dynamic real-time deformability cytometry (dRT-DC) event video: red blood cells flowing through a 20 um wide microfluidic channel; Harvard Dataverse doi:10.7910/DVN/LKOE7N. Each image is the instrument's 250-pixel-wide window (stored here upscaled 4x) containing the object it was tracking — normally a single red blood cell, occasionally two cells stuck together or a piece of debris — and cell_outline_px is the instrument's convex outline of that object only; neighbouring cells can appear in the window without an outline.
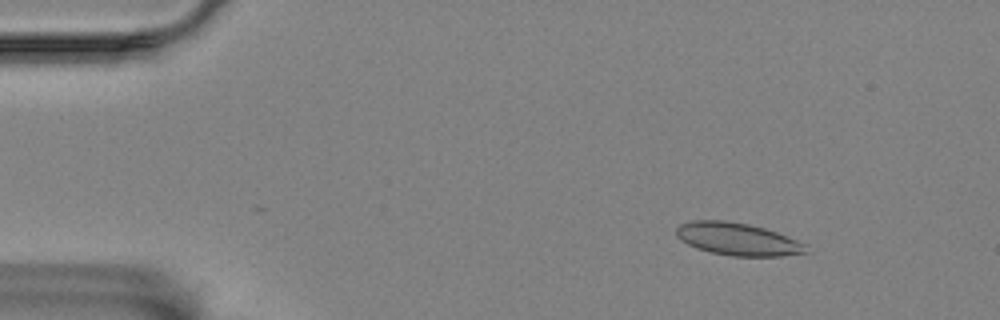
{"species": "Egyptian fruit bat (a non-hibernating species)", "species_latin": "Rousettus aegyptiacus", "temperature_condition": "room temperature", "stored_images_in_passage": 57, "camera_frame_rate_fps": 3000, "um_per_image_px": 0.085, "animal": {"sex": "female"}, "frame": {"image": 1, "passage_image": 7, "time_ms": 2.0, "image_size_px": [1000, 320], "cell_outline_px": [[808, 252], [780, 256], [732, 256], [712, 252], [696, 248], [680, 240], [676, 236], [676, 228], [680, 224], [692, 220], [724, 220], [748, 224], [764, 228], [776, 232], [808, 244]], "centroid_in_image_um": [62.7, 20.32], "position_along_channel_um": 22.3, "area_um2": 24.62}}
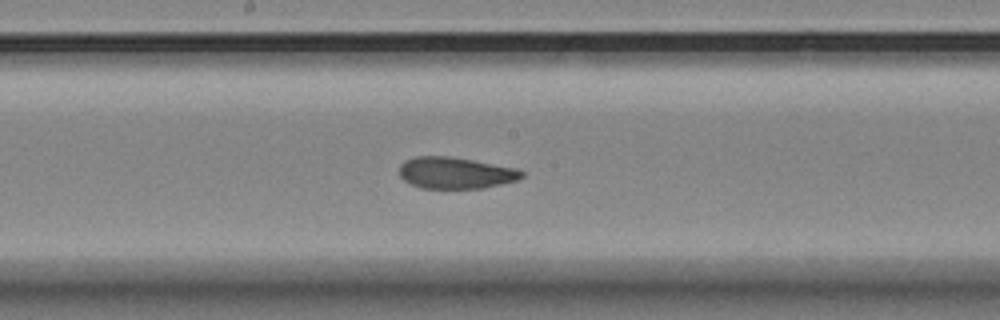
{"frame": {"image": 2, "passage_image": 30, "time_ms": 9.667, "image_size_px": [1000, 320], "cell_outline_px": [[524, 176], [516, 180], [484, 188], [420, 188], [404, 180], [400, 176], [400, 164], [404, 160], [416, 156], [448, 156], [520, 168], [524, 172]], "centroid_in_image_um": [38.73, 14.69], "position_along_channel_um": 209.5, "area_um2": 22.54}}
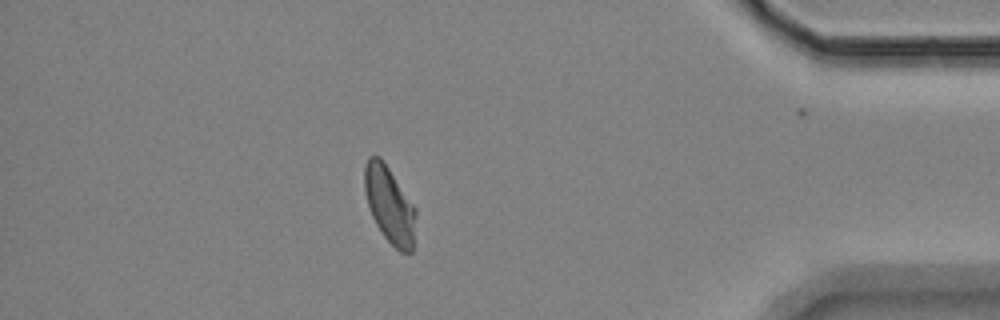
{"frame": {"image": 3, "passage_image": 50, "time_ms": 16.333, "image_size_px": [1000, 320], "cell_outline_px": [[416, 216], [412, 252], [400, 252], [384, 236], [376, 224], [372, 216], [368, 204], [364, 188], [364, 168], [368, 156], [380, 156], [416, 208]], "centroid_in_image_um": [33.11, 17.4], "position_along_channel_um": 402.1, "area_um2": 22.66}, "authors_computed_cell_mechanics": {"area_um2": 23.5824, "velocity_mm_per_s": 3.4613, "shape_relaxation_time_tau1_ms": 6.3477, "shape_relaxation_time_tau2_ms": 1.3778, "deformation_change_tau1": 0.1466, "deformation_change_tau2": 0.0633}}